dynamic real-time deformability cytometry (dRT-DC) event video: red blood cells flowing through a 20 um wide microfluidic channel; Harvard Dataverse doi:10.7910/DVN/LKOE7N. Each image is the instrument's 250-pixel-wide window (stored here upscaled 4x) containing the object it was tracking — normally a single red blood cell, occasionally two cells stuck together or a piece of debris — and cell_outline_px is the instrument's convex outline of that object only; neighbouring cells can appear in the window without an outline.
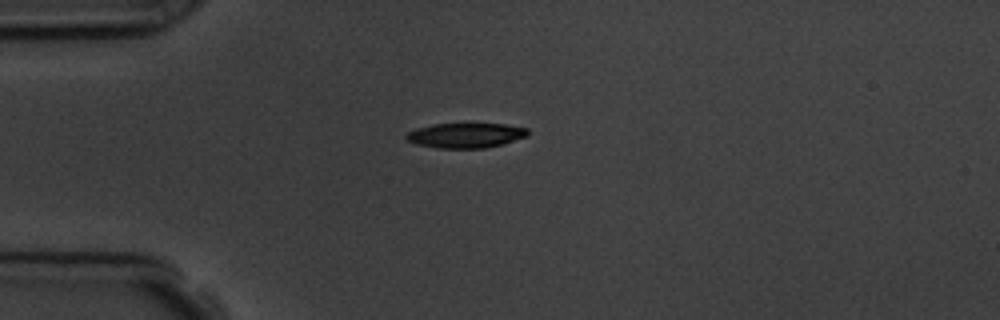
{"species": "common noctule bat (a hibernating species)", "species_latin": "Nyctalus noctula", "temperature_condition": "room temperature", "stored_images_in_passage": 1, "camera_frame_rate_fps": 3000, "um_per_image_px": 0.085, "animal": {"sex": "male", "body_mass_g": 19.5, "forearm_length_mm": 54.6}, "frame": {"image": 1, "passage_image": 1, "time_ms": 0.0, "image_size_px": [1000, 320], "cell_outline_px": [[528, 136], [504, 144], [484, 148], [440, 148], [416, 144], [408, 140], [404, 136], [408, 132], [416, 128], [432, 124], [504, 124], [528, 128]], "centroid_in_image_um": [39.6, 11.51], "position_along_channel_um": 45.4, "area_um2": 17.63}}